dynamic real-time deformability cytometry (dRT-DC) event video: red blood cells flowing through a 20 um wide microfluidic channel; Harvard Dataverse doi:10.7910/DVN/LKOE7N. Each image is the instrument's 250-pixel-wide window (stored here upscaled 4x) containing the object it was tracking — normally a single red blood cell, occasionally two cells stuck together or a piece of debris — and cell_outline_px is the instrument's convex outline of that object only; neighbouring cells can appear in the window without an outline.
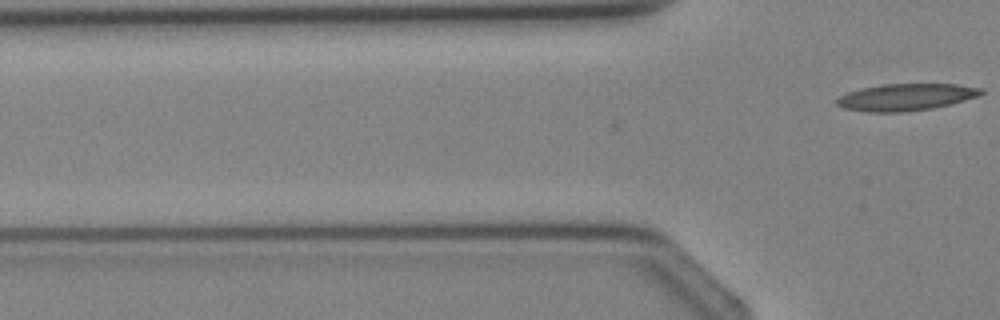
{"species": "Egyptian fruit bat (a non-hibernating species)", "species_latin": "Rousettus aegyptiacus", "temperature_condition": "cold", "stored_images_in_passage": 5, "camera_frame_rate_fps": 3000, "um_per_image_px": 0.085, "animal": {"sex": "female"}, "frame": {"image": 1, "passage_image": 5, "time_ms": 4.667, "image_size_px": [1000, 320], "cell_outline_px": [[984, 92], [980, 96], [952, 104], [932, 108], [904, 112], [868, 112], [844, 108], [836, 104], [836, 100], [840, 96], [848, 92], [860, 88], [880, 84], [956, 84], [984, 88]], "centroid_in_image_um": [77.04, 8.25], "position_along_channel_um": 48.8, "area_um2": 22.83}}